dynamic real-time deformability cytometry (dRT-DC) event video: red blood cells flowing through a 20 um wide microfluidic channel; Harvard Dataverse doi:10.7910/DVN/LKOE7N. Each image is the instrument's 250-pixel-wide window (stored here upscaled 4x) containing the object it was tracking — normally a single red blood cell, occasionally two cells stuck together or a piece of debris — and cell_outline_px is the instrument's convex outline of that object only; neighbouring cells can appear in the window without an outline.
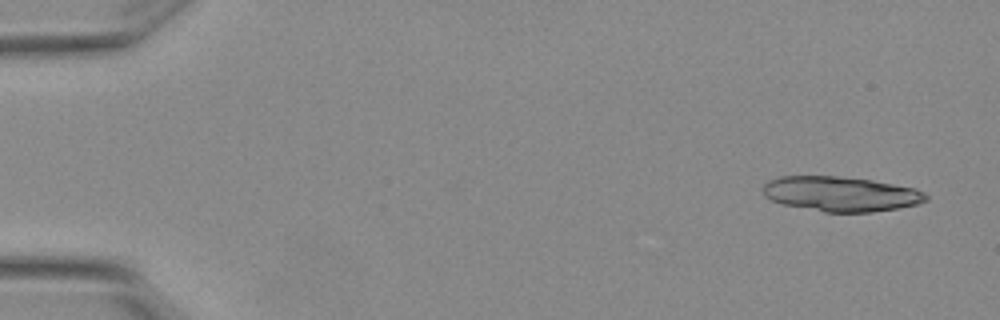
{"species": "Egyptian fruit bat (a non-hibernating species)", "species_latin": "Rousettus aegyptiacus", "temperature_condition": "warm", "stored_images_in_passage": 6, "camera_frame_rate_fps": 3000, "um_per_image_px": 0.085, "animal": {"sex": "female"}, "frame": {"image": 1, "passage_image": 1, "time_ms": 0.0, "image_size_px": [1000, 320], "cell_outline_px": [[928, 200], [920, 204], [872, 212], [824, 212], [780, 204], [764, 196], [764, 184], [768, 180], [780, 176], [836, 176], [872, 180], [916, 188], [924, 192], [928, 196]], "centroid_in_image_um": [71.48, 16.48], "position_along_channel_um": 13.5, "area_um2": 33.29}}
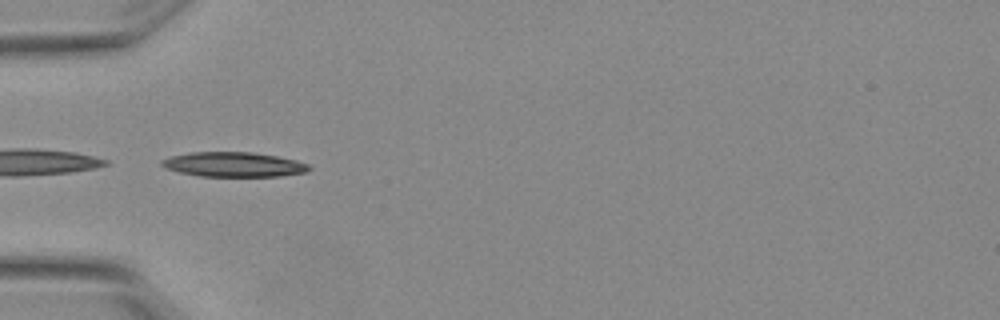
{"frame": {"image": 2, "passage_image": 5, "time_ms": 1.333, "image_size_px": [1000, 320], "cell_outline_px": [[312, 168], [308, 172], [280, 176], [200, 176], [180, 172], [168, 168], [160, 164], [160, 160], [172, 156], [192, 152], [252, 152], [276, 156], [296, 160], [308, 164]], "centroid_in_image_um": [19.9, 13.98], "position_along_channel_um": 65.1, "area_um2": 21.1}}
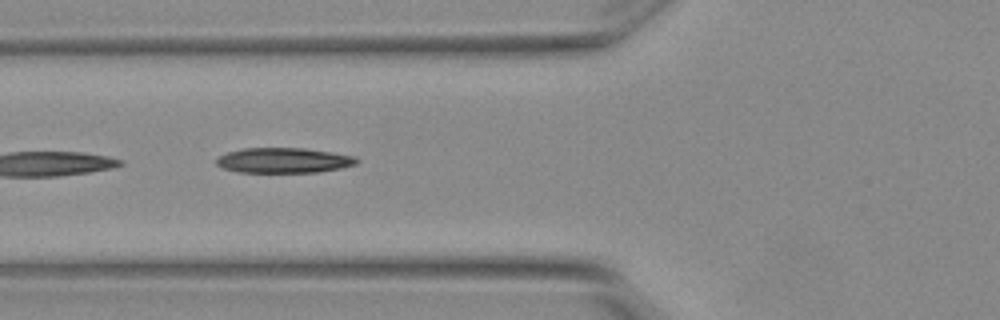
{"frame": {"image": 3, "passage_image": 6, "time_ms": 1.667, "image_size_px": [1000, 320], "cell_outline_px": [[360, 160], [356, 164], [340, 168], [320, 172], [240, 172], [220, 168], [216, 164], [216, 160], [220, 156], [228, 152], [244, 148], [304, 148], [332, 152], [356, 156]], "centroid_in_image_um": [24.13, 13.63], "position_along_channel_um": 101.7, "area_um2": 20.63}}